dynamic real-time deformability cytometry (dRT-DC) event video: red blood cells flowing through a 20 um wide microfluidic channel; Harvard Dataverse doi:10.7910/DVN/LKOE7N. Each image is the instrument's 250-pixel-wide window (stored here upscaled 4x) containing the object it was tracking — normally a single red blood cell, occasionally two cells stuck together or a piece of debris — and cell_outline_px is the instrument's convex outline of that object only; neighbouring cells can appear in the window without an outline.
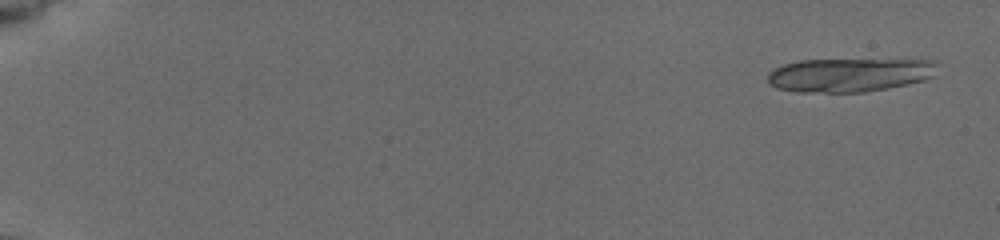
{"species": "common noctule bat (a hibernating species)", "species_latin": "Nyctalus noctula", "temperature_condition": "cold", "stored_images_in_passage": 14, "camera_frame_rate_fps": 3000, "um_per_image_px": 0.085, "animal": {"sex": "female", "body_mass_g": 19.5, "forearm_length_mm": 54.1}, "frame": {"image": 1, "passage_image": 2, "time_ms": 0.333, "image_size_px": [1000, 240], "cell_outline_px": [[940, 64], [932, 76], [924, 80], [908, 84], [888, 88], [864, 92], [796, 92], [776, 88], [768, 80], [768, 72], [784, 64], [800, 60], [932, 60]], "centroid_in_image_um": [72.21, 6.37], "position_along_channel_um": 12.8, "area_um2": 33.29}}
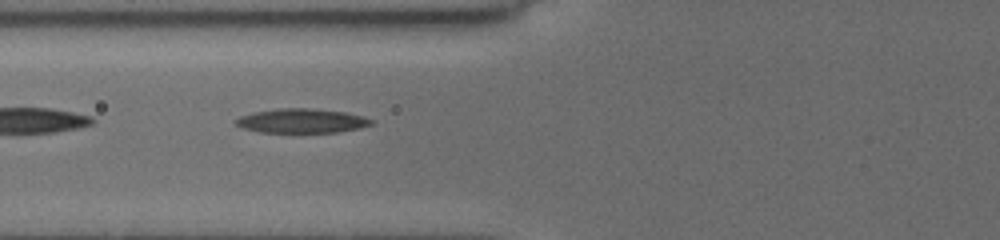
{"frame": {"image": 2, "passage_image": 14, "time_ms": 7.667, "image_size_px": [1000, 240], "cell_outline_px": [[376, 120], [372, 124], [360, 128], [336, 132], [260, 132], [244, 128], [236, 124], [232, 120], [240, 116], [256, 112], [280, 108], [312, 108], [344, 112], [364, 116]], "centroid_in_image_um": [25.68, 10.27], "position_along_channel_um": 100.1, "area_um2": 19.13}}